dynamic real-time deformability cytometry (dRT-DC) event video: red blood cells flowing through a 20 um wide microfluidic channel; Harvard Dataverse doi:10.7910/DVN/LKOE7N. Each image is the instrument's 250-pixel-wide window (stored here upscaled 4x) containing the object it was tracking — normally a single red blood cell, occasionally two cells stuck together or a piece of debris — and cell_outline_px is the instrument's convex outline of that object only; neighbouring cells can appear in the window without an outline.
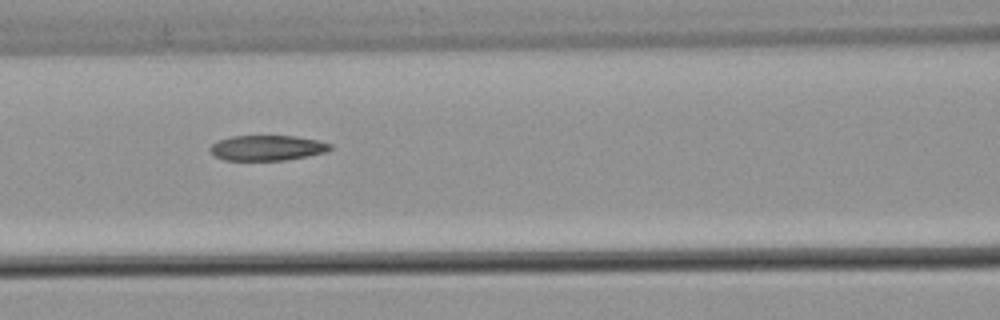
{"species": "common noctule bat (a hibernating species)", "species_latin": "Nyctalus noctula", "temperature_condition": "warm", "stored_images_in_passage": 7, "camera_frame_rate_fps": 3000, "um_per_image_px": 0.085, "animal": {"sex": "male", "body_mass_g": 21.5, "forearm_length_mm": 52.0}, "frame": {"image": 1, "passage_image": 5, "time_ms": 1.333, "image_size_px": [1000, 320], "cell_outline_px": [[332, 148], [324, 152], [308, 156], [284, 160], [224, 160], [212, 156], [208, 148], [216, 140], [232, 136], [296, 136], [316, 140], [332, 144]], "centroid_in_image_um": [22.64, 12.57], "position_along_channel_um": 144.0, "area_um2": 17.8}}